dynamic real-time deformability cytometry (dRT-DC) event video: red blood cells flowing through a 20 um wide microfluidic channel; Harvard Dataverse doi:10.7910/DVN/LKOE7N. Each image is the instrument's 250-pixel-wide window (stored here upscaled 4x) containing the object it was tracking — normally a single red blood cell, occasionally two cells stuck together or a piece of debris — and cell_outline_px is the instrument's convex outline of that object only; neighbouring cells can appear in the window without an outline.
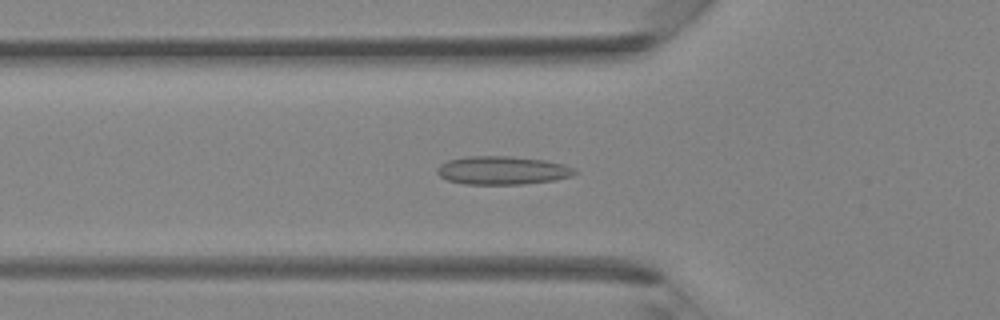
{"species": "Egyptian fruit bat (a non-hibernating species)", "species_latin": "Rousettus aegyptiacus", "temperature_condition": "room temperature", "stored_images_in_passage": 38, "camera_frame_rate_fps": 3000, "um_per_image_px": 0.085, "animal": {"sex": "female"}, "frame": {"image": 1, "passage_image": 10, "time_ms": 3.0, "image_size_px": [1000, 320], "cell_outline_px": [[580, 172], [572, 176], [556, 180], [524, 184], [464, 184], [448, 180], [440, 176], [436, 172], [436, 168], [440, 164], [448, 160], [464, 156], [512, 156], [544, 160], [564, 164], [576, 168]], "centroid_in_image_um": [42.74, 14.48], "position_along_channel_um": 83.1, "area_um2": 23.06}}
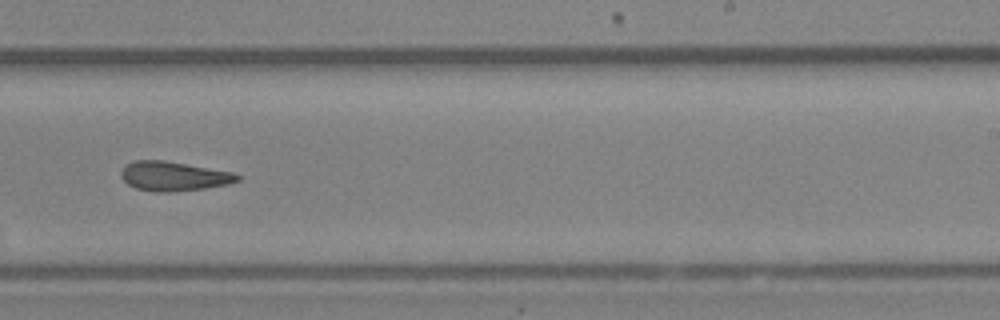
{"frame": {"image": 2, "passage_image": 22, "time_ms": 7.0, "image_size_px": [1000, 320], "cell_outline_px": [[240, 180], [228, 184], [204, 188], [176, 192], [156, 192], [136, 188], [128, 184], [120, 176], [120, 172], [128, 164], [136, 160], [164, 160], [232, 172], [240, 176]], "centroid_in_image_um": [14.76, 14.98], "position_along_channel_um": 274.2, "area_um2": 19.77}}
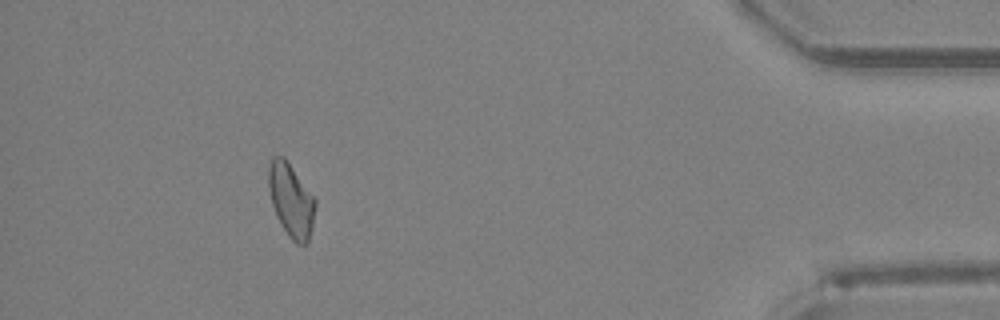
{"frame": {"image": 3, "passage_image": 34, "time_ms": 11.0, "image_size_px": [1000, 320], "cell_outline_px": [[316, 204], [312, 228], [308, 244], [296, 244], [288, 236], [280, 224], [276, 216], [272, 204], [268, 188], [268, 168], [272, 156], [284, 156], [316, 200]], "centroid_in_image_um": [24.73, 17.04], "position_along_channel_um": 410.5, "area_um2": 20.11}}